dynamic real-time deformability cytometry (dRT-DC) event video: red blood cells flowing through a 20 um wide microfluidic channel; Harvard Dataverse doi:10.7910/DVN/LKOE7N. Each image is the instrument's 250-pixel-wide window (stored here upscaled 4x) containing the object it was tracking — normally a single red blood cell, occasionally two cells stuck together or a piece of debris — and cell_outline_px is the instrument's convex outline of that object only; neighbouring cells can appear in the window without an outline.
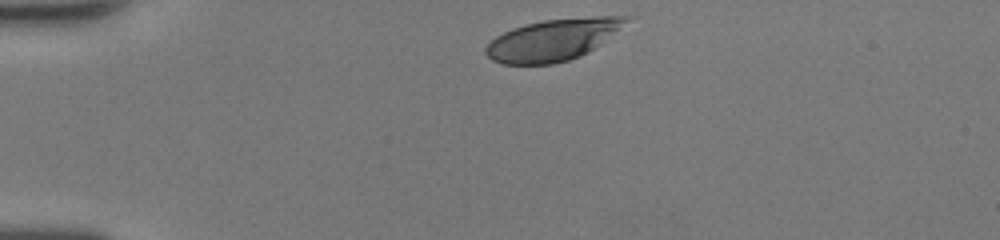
{"species": "human", "species_latin": "Homo sapiens", "temperature_condition": "room temperature", "stored_images_in_passage": 31, "camera_frame_rate_fps": 3000, "um_per_image_px": 0.085, "donor": {"sex": "female"}, "frame": {"image": 1, "passage_image": 1, "time_ms": 0.0, "image_size_px": [1000, 240], "cell_outline_px": [[636, 16], [600, 44], [580, 56], [568, 60], [552, 64], [504, 64], [492, 60], [484, 52], [484, 48], [496, 36], [512, 28], [524, 24], [544, 20], [596, 16]], "centroid_in_image_um": [47.0, 3.37], "position_along_channel_um": 38.0, "area_um2": 33.87}}
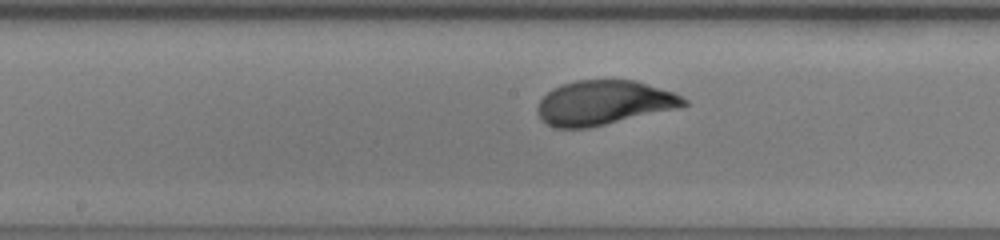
{"frame": {"image": 2, "passage_image": 16, "time_ms": 5.0, "image_size_px": [1000, 240], "cell_outline_px": [[688, 104], [676, 108], [588, 128], [552, 128], [540, 116], [540, 100], [552, 88], [576, 80], [636, 80], [672, 92], [688, 100]], "centroid_in_image_um": [51.33, 8.73], "position_along_channel_um": 196.9, "area_um2": 37.22}}
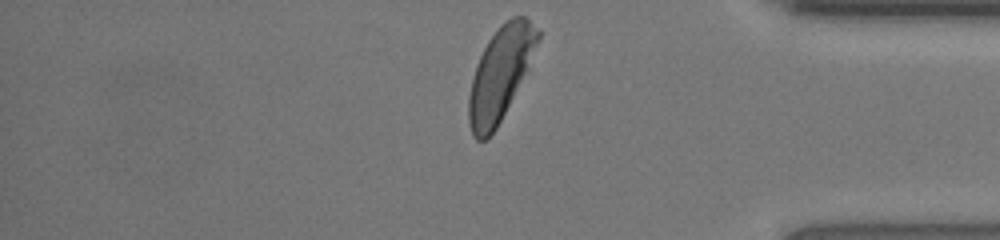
{"frame": {"image": 3, "passage_image": 31, "time_ms": 10.0, "image_size_px": [1000, 240], "cell_outline_px": [[540, 36], [524, 72], [496, 128], [484, 140], [476, 140], [472, 136], [468, 124], [468, 96], [476, 64], [488, 40], [500, 24], [504, 20], [512, 16], [524, 16], [540, 28]], "centroid_in_image_um": [42.47, 6.23], "position_along_channel_um": 392.7, "area_um2": 36.41}, "authors_computed_cell_mechanics": {"area_um2": 37.9168, "velocity_mm_per_s": 4.2647, "shape_relaxation_time_tau1_ms": 4.082, "shape_relaxation_time_tau2_ms": null, "deformation_change_tau1": 0.2013, "deformation_change_tau2": null}}